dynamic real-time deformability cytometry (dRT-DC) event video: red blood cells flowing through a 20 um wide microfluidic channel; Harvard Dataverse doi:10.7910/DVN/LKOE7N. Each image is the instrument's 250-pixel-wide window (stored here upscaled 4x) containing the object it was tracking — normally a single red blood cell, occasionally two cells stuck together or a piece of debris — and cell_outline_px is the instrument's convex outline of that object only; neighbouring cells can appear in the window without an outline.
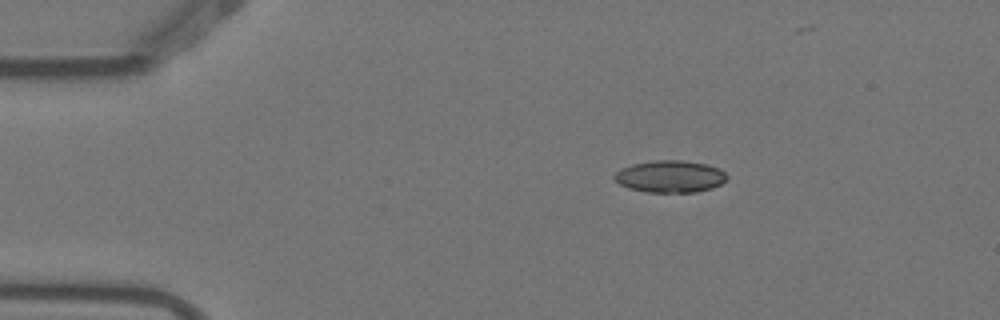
{"species": "Egyptian fruit bat (a non-hibernating species)", "species_latin": "Rousettus aegyptiacus", "temperature_condition": "warm", "stored_images_in_passage": 10, "camera_frame_rate_fps": 3000, "um_per_image_px": 0.085, "animal": {"sex": "female"}, "frame": {"image": 1, "passage_image": 1, "time_ms": 0.0, "image_size_px": [1000, 320], "cell_outline_px": [[728, 180], [712, 188], [696, 192], [648, 192], [628, 188], [620, 184], [612, 176], [620, 168], [632, 164], [656, 160], [680, 160], [704, 164], [720, 168], [728, 176]], "centroid_in_image_um": [56.96, 15.0], "position_along_channel_um": 28.0, "area_um2": 21.04}}
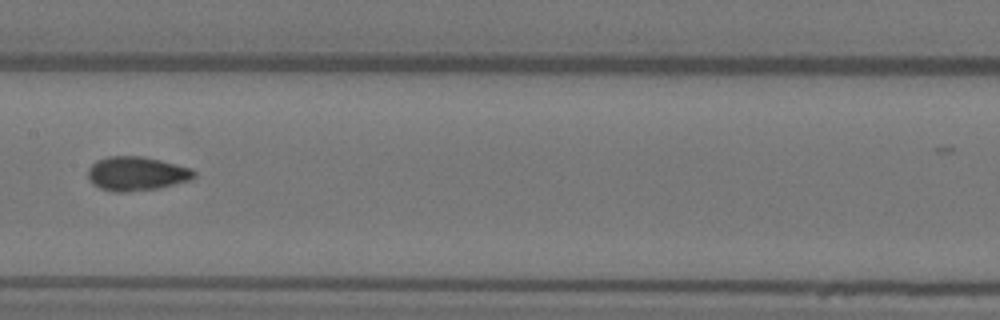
{"frame": {"image": 2, "passage_image": 6, "time_ms": 1.667, "image_size_px": [1000, 320], "cell_outline_px": [[196, 176], [192, 180], [156, 188], [124, 192], [116, 192], [100, 188], [92, 184], [88, 180], [88, 168], [96, 160], [108, 156], [144, 156], [192, 168], [196, 172]], "centroid_in_image_um": [11.6, 14.75], "position_along_channel_um": 195.8, "area_um2": 21.15}}
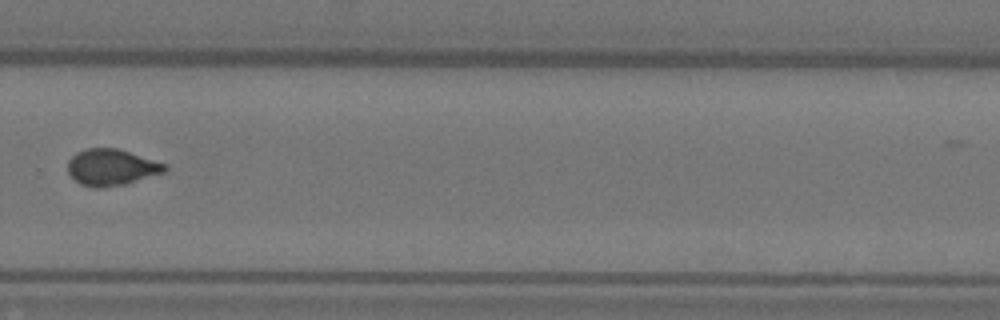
{"frame": {"image": 3, "passage_image": 9, "time_ms": 2.667, "image_size_px": [1000, 320], "cell_outline_px": [[168, 168], [164, 172], [124, 184], [100, 188], [96, 188], [80, 184], [68, 172], [68, 160], [76, 152], [84, 148], [116, 148], [164, 164]], "centroid_in_image_um": [9.41, 14.22], "position_along_channel_um": 320.4, "area_um2": 20.17}}